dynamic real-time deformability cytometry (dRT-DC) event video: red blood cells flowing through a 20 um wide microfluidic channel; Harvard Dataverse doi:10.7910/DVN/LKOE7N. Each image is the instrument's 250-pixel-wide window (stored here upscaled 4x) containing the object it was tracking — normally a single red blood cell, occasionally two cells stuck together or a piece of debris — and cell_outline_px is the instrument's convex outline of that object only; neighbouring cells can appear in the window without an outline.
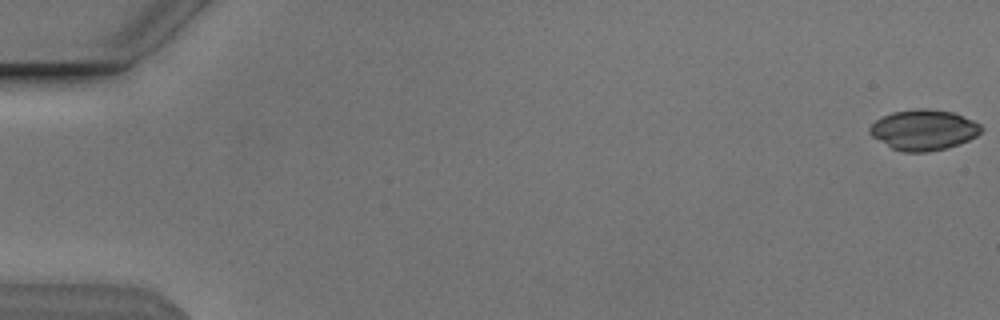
{"species": "Egyptian fruit bat (a non-hibernating species)", "species_latin": "Rousettus aegyptiacus", "temperature_condition": "cold", "stored_images_in_passage": 54, "camera_frame_rate_fps": 3000, "um_per_image_px": 0.085, "animal": {"sex": "male"}, "frame": {"image": 1, "passage_image": 1, "time_ms": 0.0, "image_size_px": [1000, 320], "cell_outline_px": [[984, 128], [976, 136], [968, 140], [944, 148], [928, 152], [904, 152], [892, 148], [872, 136], [868, 132], [868, 128], [876, 120], [892, 112], [916, 108], [928, 108], [952, 112], [972, 120], [980, 124]], "centroid_in_image_um": [78.49, 11.03], "position_along_channel_um": 6.5, "area_um2": 26.13}}
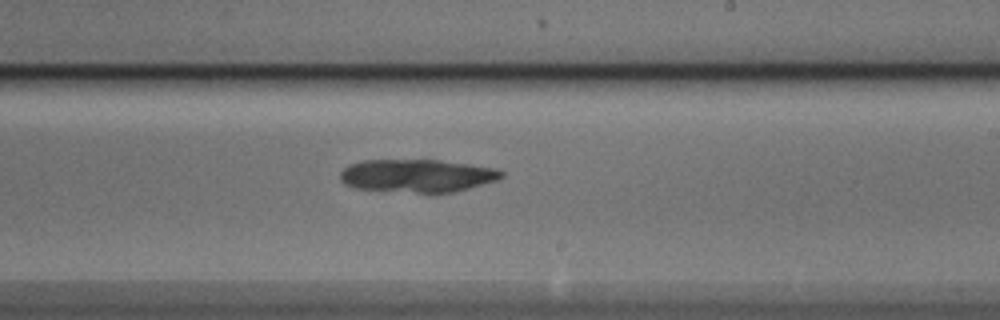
{"frame": {"image": 2, "passage_image": 33, "time_ms": 10.667, "image_size_px": [1000, 320], "cell_outline_px": [[504, 176], [496, 180], [456, 192], [428, 196], [352, 188], [344, 184], [340, 180], [340, 172], [348, 164], [364, 160], [440, 160], [496, 168], [504, 172]], "centroid_in_image_um": [35.43, 14.98], "position_along_channel_um": 253.6, "area_um2": 32.25}}
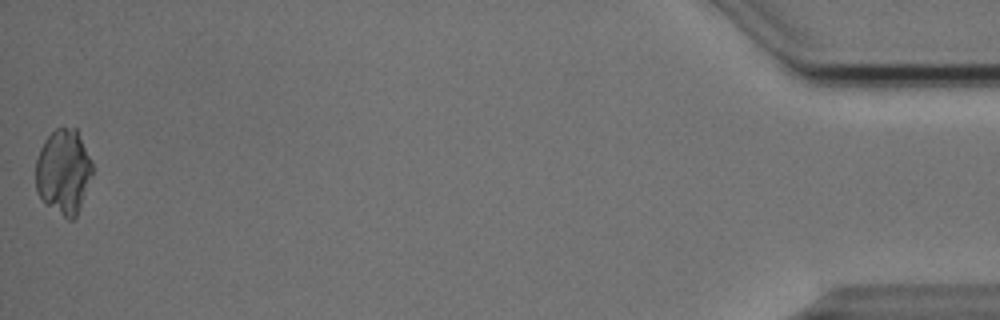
{"frame": {"image": 3, "passage_image": 54, "time_ms": 17.667, "image_size_px": [1000, 320], "cell_outline_px": [[92, 172], [76, 216], [72, 220], [68, 220], [48, 204], [36, 192], [36, 160], [40, 148], [44, 140], [56, 128], [76, 128], [92, 160]], "centroid_in_image_um": [5.39, 14.55], "position_along_channel_um": 429.8, "area_um2": 27.51}}